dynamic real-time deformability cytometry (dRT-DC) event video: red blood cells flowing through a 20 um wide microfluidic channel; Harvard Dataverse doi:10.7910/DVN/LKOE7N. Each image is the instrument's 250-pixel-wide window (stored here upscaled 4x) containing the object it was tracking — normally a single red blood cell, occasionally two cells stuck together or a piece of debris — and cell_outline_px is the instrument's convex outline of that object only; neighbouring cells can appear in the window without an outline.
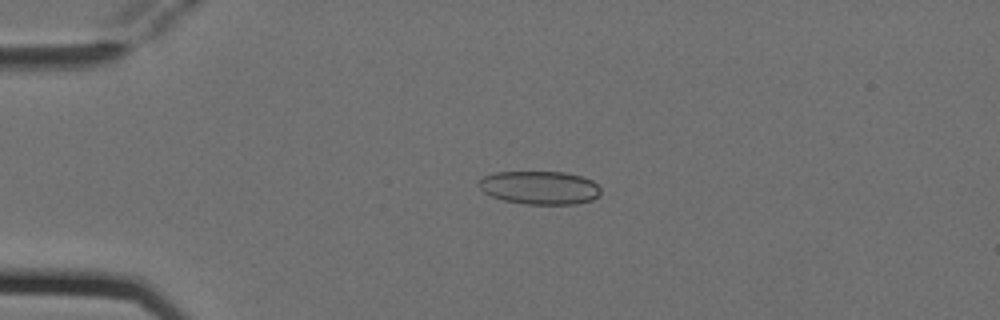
{"species": "Egyptian fruit bat (a non-hibernating species)", "species_latin": "Rousettus aegyptiacus", "temperature_condition": "cold", "stored_images_in_passage": 4, "camera_frame_rate_fps": 3000, "um_per_image_px": 0.085, "animal": {"sex": "female"}, "frame": {"image": 1, "passage_image": 2, "time_ms": 0.333, "image_size_px": [1000, 320], "cell_outline_px": [[600, 192], [592, 200], [576, 204], [524, 204], [504, 200], [492, 196], [484, 192], [476, 184], [484, 176], [496, 172], [564, 172], [580, 176], [592, 180], [600, 188]], "centroid_in_image_um": [45.86, 15.95], "position_along_channel_um": 39.1, "area_um2": 23.58}}